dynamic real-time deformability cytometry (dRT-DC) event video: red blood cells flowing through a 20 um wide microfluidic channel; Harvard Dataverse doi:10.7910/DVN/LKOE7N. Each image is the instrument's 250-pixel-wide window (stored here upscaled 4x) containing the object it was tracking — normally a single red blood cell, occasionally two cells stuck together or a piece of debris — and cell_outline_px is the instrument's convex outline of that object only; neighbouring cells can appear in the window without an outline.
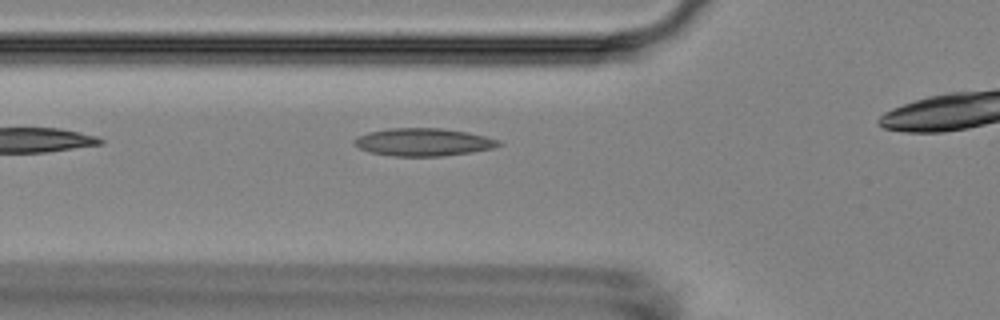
{"species": "Egyptian fruit bat (a non-hibernating species)", "species_latin": "Rousettus aegyptiacus", "temperature_condition": "room temperature", "stored_images_in_passage": 4, "camera_frame_rate_fps": 3000, "um_per_image_px": 0.085, "animal": {"sex": "female"}, "frame": {"image": 1, "passage_image": 3, "time_ms": 2.333, "image_size_px": [1000, 320], "cell_outline_px": [[504, 144], [492, 148], [472, 152], [444, 156], [392, 156], [368, 152], [360, 148], [352, 140], [356, 136], [368, 132], [388, 128], [444, 128], [468, 132], [500, 140]], "centroid_in_image_um": [35.98, 12.07], "position_along_channel_um": 89.8, "area_um2": 23.52}}